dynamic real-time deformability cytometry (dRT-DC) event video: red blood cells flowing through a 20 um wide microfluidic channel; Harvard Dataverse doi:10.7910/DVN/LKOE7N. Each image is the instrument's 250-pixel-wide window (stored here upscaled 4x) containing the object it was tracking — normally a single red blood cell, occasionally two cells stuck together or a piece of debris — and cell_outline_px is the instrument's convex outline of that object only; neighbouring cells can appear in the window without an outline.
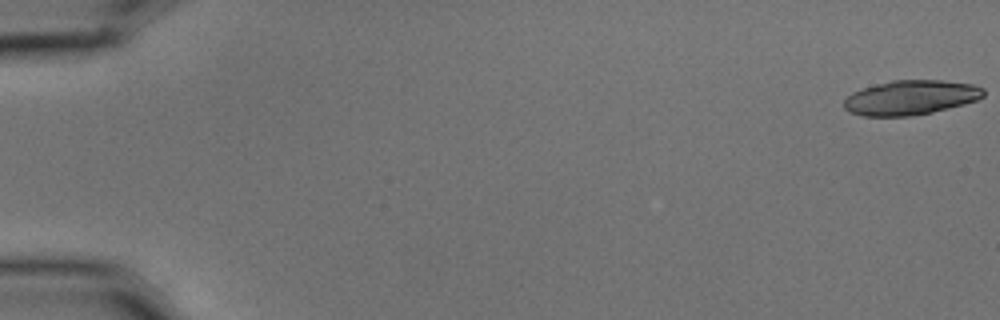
{"species": "common noctule bat (a hibernating species)", "species_latin": "Nyctalus noctula", "temperature_condition": "cold", "stored_images_in_passage": 5, "camera_frame_rate_fps": 3000, "um_per_image_px": 0.085, "animal": {"sex": "male", "body_mass_g": 15.6}, "frame": {"image": 1, "passage_image": 1, "time_ms": 0.0, "image_size_px": [1000, 320], "cell_outline_px": [[984, 96], [976, 100], [964, 104], [932, 112], [912, 116], [864, 116], [848, 112], [844, 108], [844, 100], [852, 92], [876, 84], [892, 80], [944, 80], [972, 84], [984, 88]], "centroid_in_image_um": [77.4, 8.29], "position_along_channel_um": 7.6, "area_um2": 28.15}}